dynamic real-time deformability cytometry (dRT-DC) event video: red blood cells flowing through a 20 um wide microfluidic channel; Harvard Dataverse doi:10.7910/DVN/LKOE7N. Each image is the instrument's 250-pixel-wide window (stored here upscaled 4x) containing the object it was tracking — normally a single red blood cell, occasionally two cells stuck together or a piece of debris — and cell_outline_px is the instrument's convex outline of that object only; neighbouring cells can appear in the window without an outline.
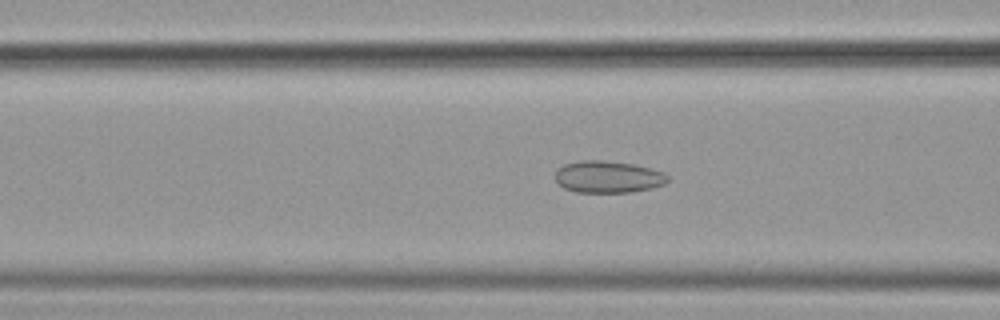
{"species": "common noctule bat (a hibernating species)", "species_latin": "Nyctalus noctula", "temperature_condition": "cold", "stored_images_in_passage": 43, "camera_frame_rate_fps": 3000, "um_per_image_px": 0.085, "animal": {"sex": "female", "body_mass_g": 19.9}, "frame": {"image": 1, "passage_image": 8, "time_ms": 2.333, "image_size_px": [1000, 320], "cell_outline_px": [[668, 180], [664, 184], [652, 188], [632, 192], [576, 192], [564, 188], [556, 180], [556, 168], [564, 164], [580, 160], [600, 160], [632, 164], [664, 172], [668, 176]], "centroid_in_image_um": [51.66, 15.03], "position_along_channel_um": 114.9, "area_um2": 20.87}}
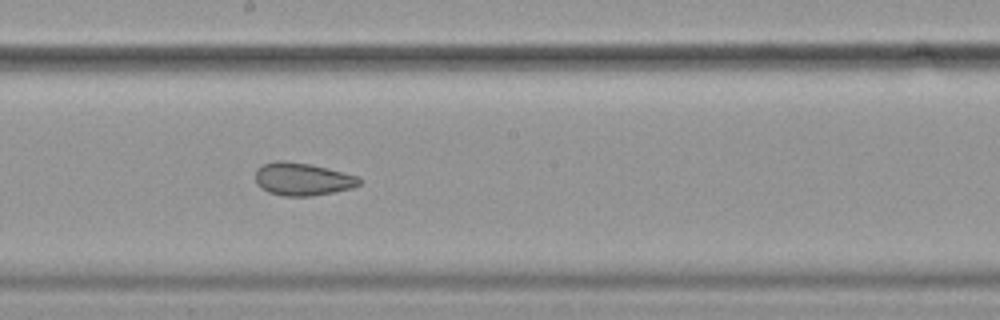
{"frame": {"image": 2, "passage_image": 17, "time_ms": 5.333, "image_size_px": [1000, 320], "cell_outline_px": [[360, 184], [352, 188], [312, 196], [284, 196], [268, 192], [260, 188], [256, 184], [256, 168], [264, 164], [276, 160], [284, 160], [308, 164], [328, 168], [356, 176], [360, 180]], "centroid_in_image_um": [25.66, 15.22], "position_along_channel_um": 222.5, "area_um2": 19.77}}
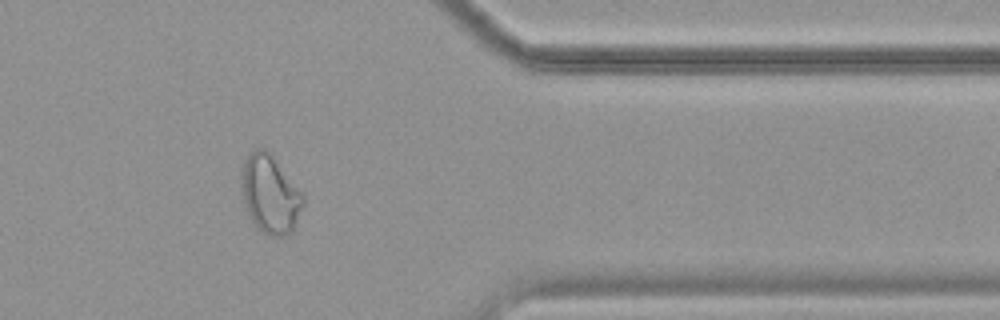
{"frame": {"image": 3, "passage_image": 32, "time_ms": 10.333, "image_size_px": [1000, 320], "cell_outline_px": [[304, 204], [292, 232], [284, 236], [268, 236], [260, 232], [252, 224], [248, 216], [244, 204], [240, 188], [240, 168], [244, 160], [256, 148], [264, 148], [272, 156], [304, 192]], "centroid_in_image_um": [22.93, 16.54], "position_along_channel_um": 388.5, "area_um2": 28.84}, "authors_computed_cell_mechanics": {"area_um2": 22.0218, "velocity_mm_per_s": 3.5874, "shape_relaxation_time_tau1_ms": null, "shape_relaxation_time_tau2_ms": 1.7374, "deformation_change_tau1": null, "deformation_change_tau2": 0.0606}}